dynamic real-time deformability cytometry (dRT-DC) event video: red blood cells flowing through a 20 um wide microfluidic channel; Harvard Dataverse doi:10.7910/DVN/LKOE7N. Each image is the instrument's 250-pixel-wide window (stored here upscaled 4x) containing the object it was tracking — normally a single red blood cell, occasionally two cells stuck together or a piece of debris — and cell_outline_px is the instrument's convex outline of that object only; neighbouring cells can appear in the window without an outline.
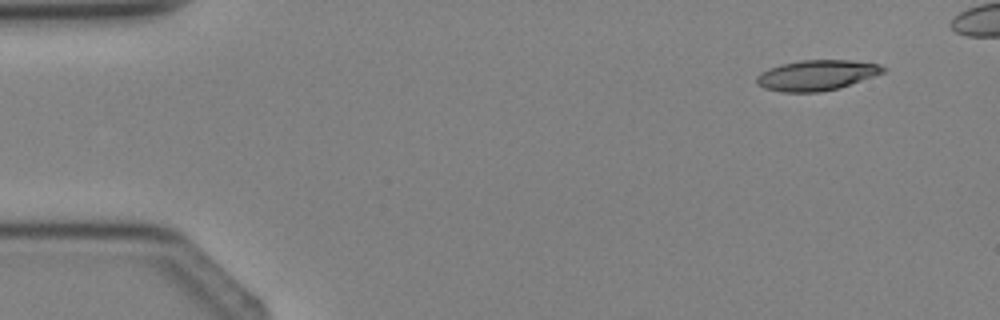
{"species": "Egyptian fruit bat (a non-hibernating species)", "species_latin": "Rousettus aegyptiacus", "temperature_condition": "cold", "stored_images_in_passage": 4, "camera_frame_rate_fps": 3000, "um_per_image_px": 0.085, "animal": {"sex": "female"}, "frame": {"image": 1, "passage_image": 1, "time_ms": 0.0, "image_size_px": [1000, 320], "cell_outline_px": [[888, 68], [884, 72], [840, 88], [820, 92], [784, 92], [764, 88], [756, 84], [756, 76], [760, 72], [768, 68], [780, 64], [800, 60], [848, 60], [880, 64]], "centroid_in_image_um": [69.39, 6.39], "position_along_channel_um": 15.6, "area_um2": 22.54}}
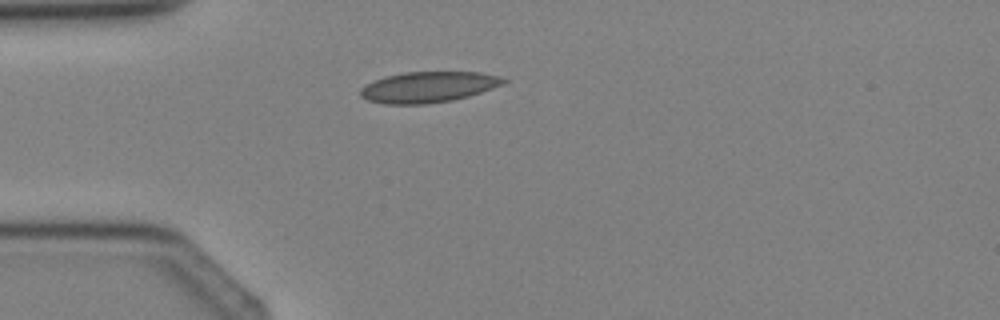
{"frame": {"image": 2, "passage_image": 4, "time_ms": 4.333, "image_size_px": [1000, 320], "cell_outline_px": [[508, 80], [504, 84], [468, 96], [452, 100], [424, 104], [384, 104], [368, 100], [360, 96], [360, 88], [364, 84], [384, 76], [404, 72], [480, 72], [500, 76]], "centroid_in_image_um": [36.37, 7.39], "position_along_channel_um": 48.6, "area_um2": 25.78}}